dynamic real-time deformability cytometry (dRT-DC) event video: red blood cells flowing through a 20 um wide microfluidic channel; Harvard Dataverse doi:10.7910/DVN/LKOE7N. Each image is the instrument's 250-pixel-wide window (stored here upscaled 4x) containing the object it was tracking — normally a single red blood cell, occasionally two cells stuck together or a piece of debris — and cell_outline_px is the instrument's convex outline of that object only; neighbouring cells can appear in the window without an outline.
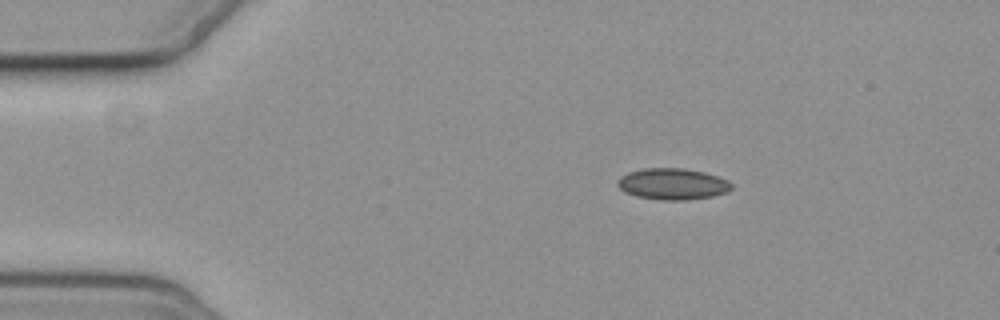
{"species": "common noctule bat (a hibernating species)", "species_latin": "Nyctalus noctula", "temperature_condition": "cold", "stored_images_in_passage": 5, "camera_frame_rate_fps": 3000, "um_per_image_px": 0.085, "animal": {"sex": "female", "body_mass_g": 19.3, "forearm_length_mm": 54.1}, "frame": {"image": 1, "passage_image": 2, "time_ms": 1.333, "image_size_px": [1000, 320], "cell_outline_px": [[732, 188], [728, 192], [712, 196], [680, 200], [664, 200], [636, 196], [620, 188], [616, 184], [616, 180], [620, 176], [628, 172], [644, 168], [684, 168], [704, 172], [728, 180], [732, 184]], "centroid_in_image_um": [57.16, 15.62], "position_along_channel_um": 27.8, "area_um2": 20.69}}